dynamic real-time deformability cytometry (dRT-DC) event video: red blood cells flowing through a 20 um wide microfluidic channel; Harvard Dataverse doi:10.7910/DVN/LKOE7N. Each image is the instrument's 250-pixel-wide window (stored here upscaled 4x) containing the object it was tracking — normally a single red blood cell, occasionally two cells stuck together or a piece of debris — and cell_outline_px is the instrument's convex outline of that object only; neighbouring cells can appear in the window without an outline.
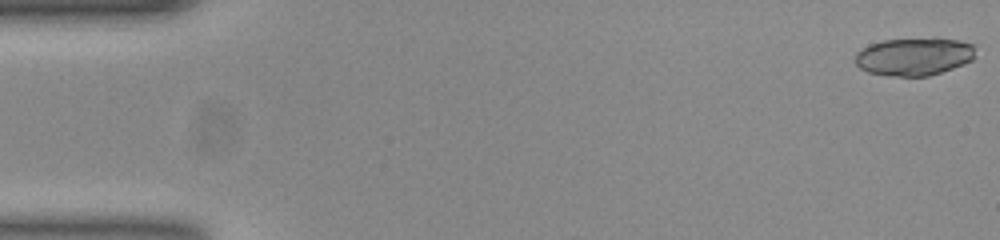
{"species": "common noctule bat (a hibernating species)", "species_latin": "Nyctalus noctula", "temperature_condition": "room temperature", "stored_images_in_passage": 52, "camera_frame_rate_fps": 3000, "um_per_image_px": 0.085, "animal": {"sex": "female", "body_mass_g": 23.0, "forearm_length_mm": 53.4}, "frame": {"image": 1, "passage_image": 1, "time_ms": 0.0, "image_size_px": [1000, 240], "cell_outline_px": [[976, 56], [972, 60], [964, 64], [928, 76], [888, 76], [868, 72], [860, 68], [856, 64], [856, 52], [868, 44], [880, 40], [936, 36], [960, 40], [972, 44]], "centroid_in_image_um": [77.7, 4.77], "position_along_channel_um": 7.3, "area_um2": 27.22}}
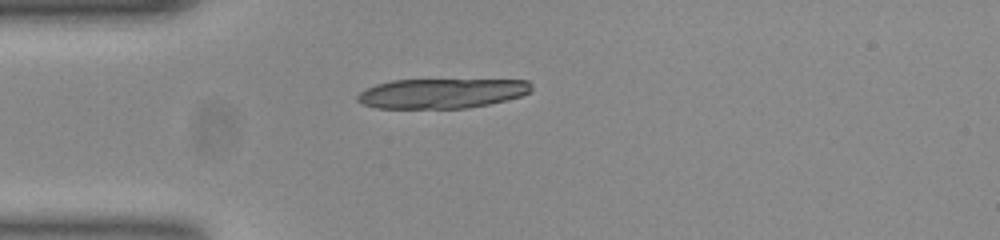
{"frame": {"image": 2, "passage_image": 14, "time_ms": 4.333, "image_size_px": [1000, 240], "cell_outline_px": [[532, 92], [520, 96], [488, 104], [464, 108], [376, 108], [364, 104], [356, 100], [356, 96], [360, 92], [376, 84], [392, 80], [528, 80], [532, 84]], "centroid_in_image_um": [37.54, 7.93], "position_along_channel_um": 47.5, "area_um2": 30.06}}